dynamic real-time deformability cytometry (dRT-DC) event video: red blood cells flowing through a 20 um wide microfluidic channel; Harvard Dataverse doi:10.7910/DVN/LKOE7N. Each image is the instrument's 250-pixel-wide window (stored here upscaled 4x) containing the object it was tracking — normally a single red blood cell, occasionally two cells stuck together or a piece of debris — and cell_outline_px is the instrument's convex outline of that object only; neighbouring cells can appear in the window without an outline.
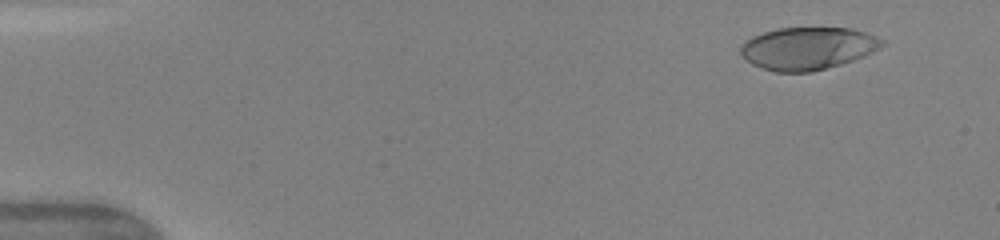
{"species": "human", "species_latin": "Homo sapiens", "temperature_condition": "warm", "stored_images_in_passage": 48, "camera_frame_rate_fps": 3000, "um_per_image_px": 0.085, "donor": {"sex": "female"}, "frame": {"image": 1, "passage_image": 4, "time_ms": 1.0, "image_size_px": [1000, 240], "cell_outline_px": [[884, 44], [880, 48], [864, 56], [840, 64], [812, 72], [776, 72], [752, 64], [740, 56], [740, 48], [744, 40], [752, 36], [764, 32], [780, 28], [852, 28], [868, 32], [884, 40]], "centroid_in_image_um": [68.65, 4.1], "position_along_channel_um": 16.3, "area_um2": 35.14}}
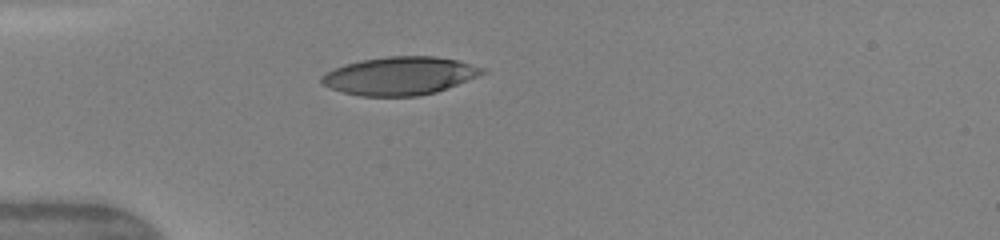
{"frame": {"image": 2, "passage_image": 14, "time_ms": 4.333, "image_size_px": [1000, 240], "cell_outline_px": [[488, 72], [436, 92], [416, 96], [360, 96], [344, 92], [332, 88], [324, 84], [320, 80], [320, 76], [344, 64], [360, 60], [388, 56], [436, 56], [456, 60], [484, 68]], "centroid_in_image_um": [33.99, 6.44], "position_along_channel_um": 51.0, "area_um2": 35.43}}
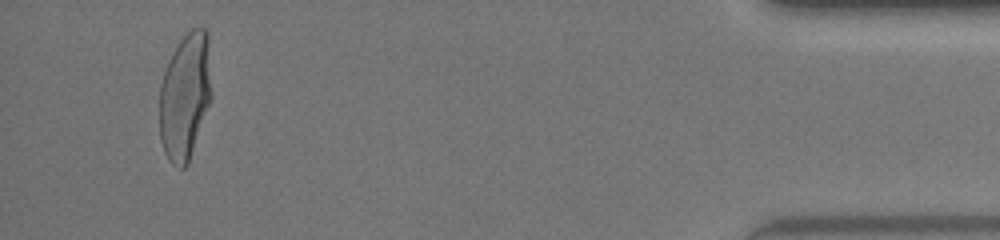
{"frame": {"image": 3, "passage_image": 46, "time_ms": 15.0, "image_size_px": [1000, 240], "cell_outline_px": [[212, 96], [188, 164], [184, 168], [180, 168], [172, 164], [168, 160], [164, 152], [160, 140], [160, 84], [164, 72], [172, 52], [180, 40], [192, 28], [204, 28], [208, 32], [212, 92]], "centroid_in_image_um": [15.74, 8.18], "position_along_channel_um": 419.5, "area_um2": 38.67}, "authors_computed_cell_mechanics": {"area_um2": 36.7608, "velocity_mm_per_s": 4.2015, "shape_relaxation_time_tau1_ms": 3.2095, "shape_relaxation_time_tau2_ms": null, "deformation_change_tau1": 0.207, "deformation_change_tau2": null}}